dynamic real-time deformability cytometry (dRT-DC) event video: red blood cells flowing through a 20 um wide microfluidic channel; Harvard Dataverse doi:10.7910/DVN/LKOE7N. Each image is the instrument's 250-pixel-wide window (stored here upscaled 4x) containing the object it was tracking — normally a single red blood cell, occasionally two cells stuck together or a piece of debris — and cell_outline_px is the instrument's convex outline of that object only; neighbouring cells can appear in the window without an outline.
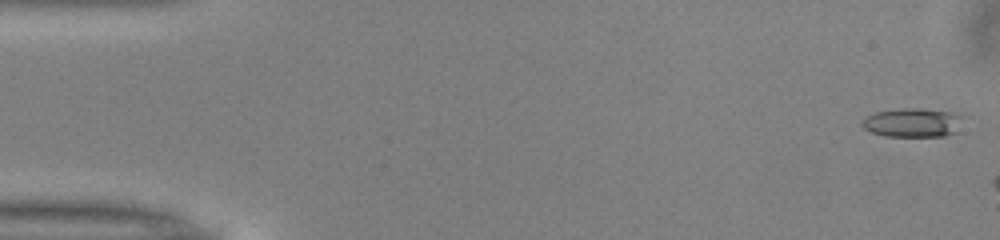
{"species": "common noctule bat (a hibernating species)", "species_latin": "Nyctalus noctula", "temperature_condition": "warm", "stored_images_in_passage": 8, "camera_frame_rate_fps": 3000, "um_per_image_px": 0.085, "animal": {"sex": "male", "body_mass_g": 13.0, "forearm_length_mm": 53.1}, "frame": {"image": 1, "passage_image": 1, "time_ms": 0.0, "image_size_px": [1000, 240], "cell_outline_px": [[960, 116], [956, 132], [944, 136], [884, 136], [872, 132], [864, 128], [860, 124], [868, 116], [876, 112], [904, 108], [920, 108], [952, 112]], "centroid_in_image_um": [77.53, 10.42], "position_along_channel_um": 7.5, "area_um2": 16.65}}